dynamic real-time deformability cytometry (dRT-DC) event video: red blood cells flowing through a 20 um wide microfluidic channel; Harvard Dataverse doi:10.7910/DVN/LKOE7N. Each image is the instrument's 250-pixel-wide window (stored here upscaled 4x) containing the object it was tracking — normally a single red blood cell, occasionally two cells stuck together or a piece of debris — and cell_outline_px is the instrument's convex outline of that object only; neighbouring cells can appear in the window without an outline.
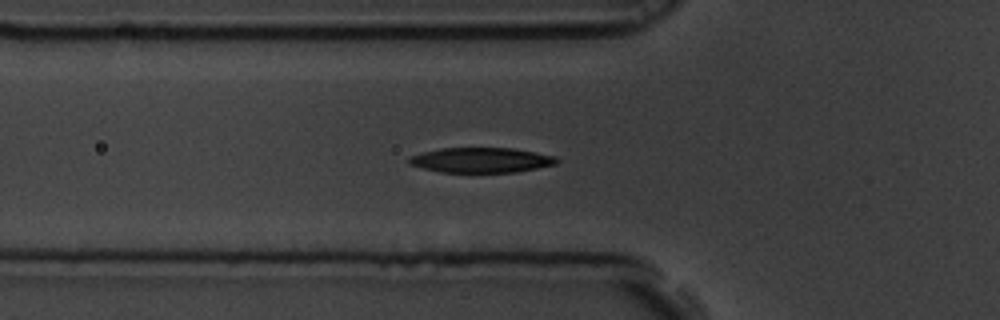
{"species": "common noctule bat (a hibernating species)", "species_latin": "Nyctalus noctula", "temperature_condition": "room temperature", "stored_images_in_passage": 41, "camera_frame_rate_fps": 3000, "um_per_image_px": 0.085, "animal": {"sex": "male", "body_mass_g": 19.5, "forearm_length_mm": 54.6}, "frame": {"image": 1, "passage_image": 2, "time_ms": 0.333, "image_size_px": [1000, 320], "cell_outline_px": [[560, 160], [556, 164], [516, 172], [440, 172], [408, 164], [408, 160], [412, 156], [420, 152], [440, 148], [512, 148], [556, 156]], "centroid_in_image_um": [40.9, 13.6], "position_along_channel_um": 84.9, "area_um2": 21.5}}
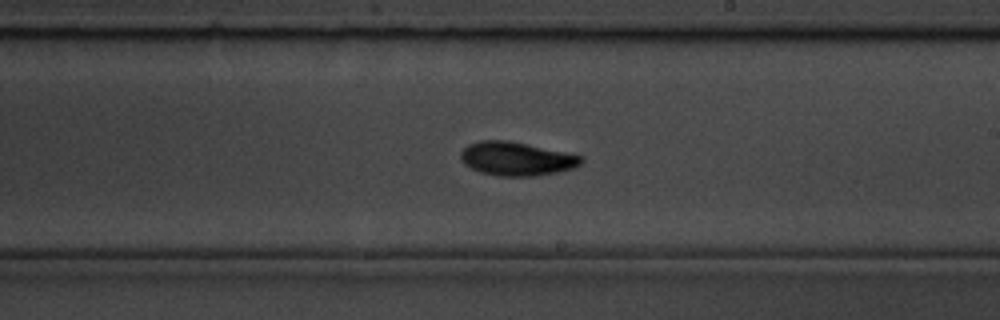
{"frame": {"image": 2, "passage_image": 16, "time_ms": 5.0, "image_size_px": [1000, 320], "cell_outline_px": [[584, 156], [580, 164], [572, 168], [556, 172], [536, 176], [500, 176], [480, 172], [464, 164], [460, 160], [460, 152], [468, 144], [480, 140], [508, 140]], "centroid_in_image_um": [43.87, 13.49], "position_along_channel_um": 245.1, "area_um2": 23.58}}
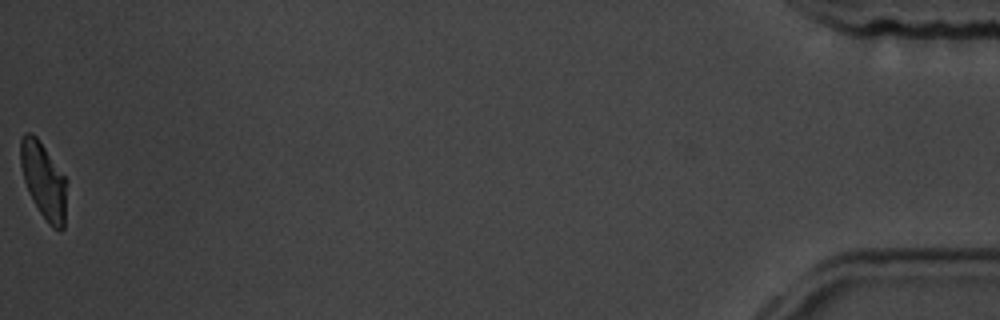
{"frame": {"image": 3, "passage_image": 41, "time_ms": 13.333, "image_size_px": [1000, 320], "cell_outline_px": [[68, 180], [64, 228], [60, 232], [52, 228], [48, 224], [40, 212], [28, 192], [24, 180], [20, 164], [20, 140], [24, 132], [32, 132], [36, 136]], "centroid_in_image_um": [3.73, 15.37], "position_along_channel_um": 431.5, "area_um2": 20.87}}